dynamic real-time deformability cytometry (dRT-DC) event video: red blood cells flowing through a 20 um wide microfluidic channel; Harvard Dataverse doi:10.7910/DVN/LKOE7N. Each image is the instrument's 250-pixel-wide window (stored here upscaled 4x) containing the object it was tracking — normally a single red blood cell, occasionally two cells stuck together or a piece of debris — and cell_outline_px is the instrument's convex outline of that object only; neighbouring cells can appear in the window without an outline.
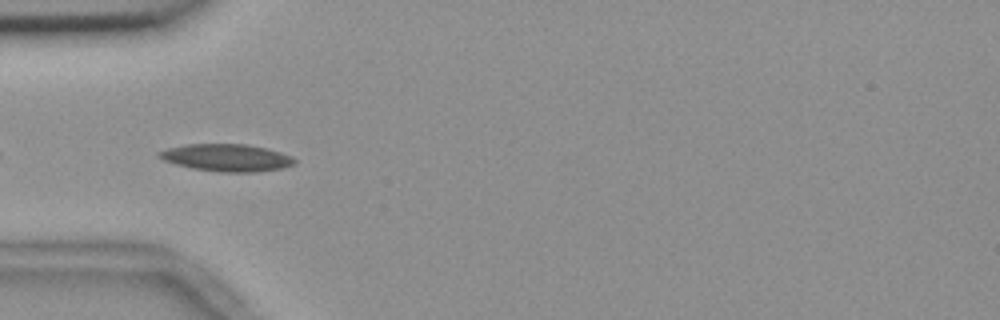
{"species": "common noctule bat (a hibernating species)", "species_latin": "Nyctalus noctula", "temperature_condition": "room temperature", "stored_images_in_passage": 40, "camera_frame_rate_fps": 3000, "um_per_image_px": 0.085, "animal": {"sex": "female", "body_mass_g": 18.4}, "frame": {"image": 1, "passage_image": 2, "time_ms": 0.333, "image_size_px": [1000, 320], "cell_outline_px": [[296, 164], [284, 168], [256, 172], [220, 172], [192, 168], [176, 164], [164, 160], [156, 156], [156, 152], [168, 148], [188, 144], [248, 144], [280, 152], [292, 156], [296, 160]], "centroid_in_image_um": [19.28, 13.4], "position_along_channel_um": 65.7, "area_um2": 21.62}}
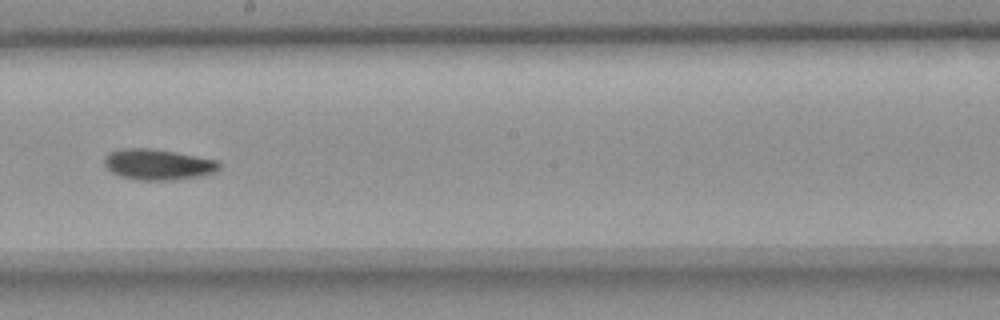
{"frame": {"image": 2, "passage_image": 16, "time_ms": 5.0, "image_size_px": [1000, 320], "cell_outline_px": [[220, 168], [212, 172], [200, 176], [172, 180], [136, 180], [120, 176], [112, 172], [104, 164], [104, 156], [108, 152], [120, 148], [152, 148], [176, 152], [220, 160]], "centroid_in_image_um": [13.41, 13.96], "position_along_channel_um": 234.8, "area_um2": 20.81}}
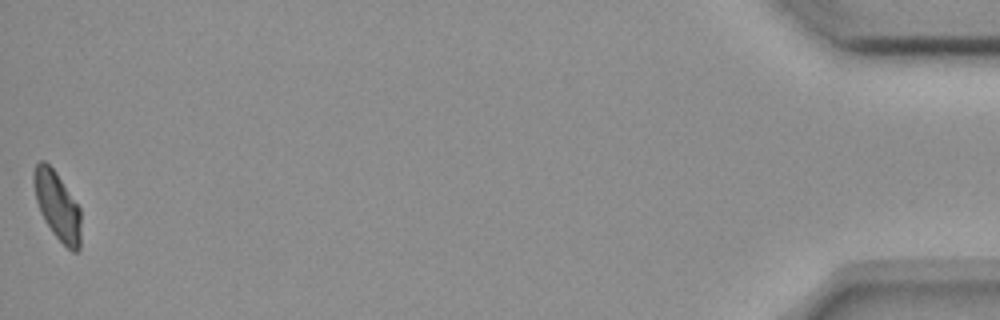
{"frame": {"image": 3, "passage_image": 40, "time_ms": 13.0, "image_size_px": [1000, 320], "cell_outline_px": [[80, 248], [76, 252], [72, 252], [52, 232], [44, 220], [40, 212], [36, 200], [32, 180], [32, 172], [36, 164], [40, 160], [44, 160], [56, 172], [80, 208]], "centroid_in_image_um": [4.85, 17.47], "position_along_channel_um": 430.4, "area_um2": 18.73}, "authors_computed_cell_mechanics": {"area_um2": 19.7965, "velocity_mm_per_s": 3.654, "shape_relaxation_time_tau1_ms": 8.4503, "shape_relaxation_time_tau2_ms": null, "deformation_change_tau1": 0.147, "deformation_change_tau2": null}}